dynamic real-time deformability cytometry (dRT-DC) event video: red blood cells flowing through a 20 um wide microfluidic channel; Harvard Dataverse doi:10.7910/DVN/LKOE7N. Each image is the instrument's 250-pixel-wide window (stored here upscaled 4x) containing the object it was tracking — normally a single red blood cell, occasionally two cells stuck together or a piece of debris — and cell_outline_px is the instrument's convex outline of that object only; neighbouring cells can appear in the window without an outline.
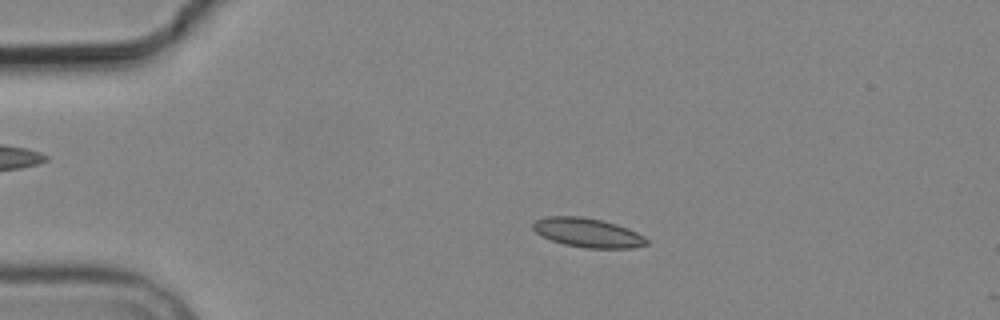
{"species": "common noctule bat (a hibernating species)", "species_latin": "Nyctalus noctula", "temperature_condition": "cold", "stored_images_in_passage": 4, "camera_frame_rate_fps": 3000, "um_per_image_px": 0.085, "animal": {"sex": "male", "body_mass_g": 19.2, "forearm_length_mm": 51.8}, "frame": {"image": 1, "passage_image": 3, "time_ms": 2.333, "image_size_px": [1000, 320], "cell_outline_px": [[648, 244], [632, 248], [584, 248], [564, 244], [552, 240], [536, 232], [532, 228], [532, 224], [536, 220], [548, 216], [580, 216], [600, 220], [616, 224], [628, 228], [644, 236], [648, 240]], "centroid_in_image_um": [49.97, 19.78], "position_along_channel_um": 35.0, "area_um2": 19.19}}